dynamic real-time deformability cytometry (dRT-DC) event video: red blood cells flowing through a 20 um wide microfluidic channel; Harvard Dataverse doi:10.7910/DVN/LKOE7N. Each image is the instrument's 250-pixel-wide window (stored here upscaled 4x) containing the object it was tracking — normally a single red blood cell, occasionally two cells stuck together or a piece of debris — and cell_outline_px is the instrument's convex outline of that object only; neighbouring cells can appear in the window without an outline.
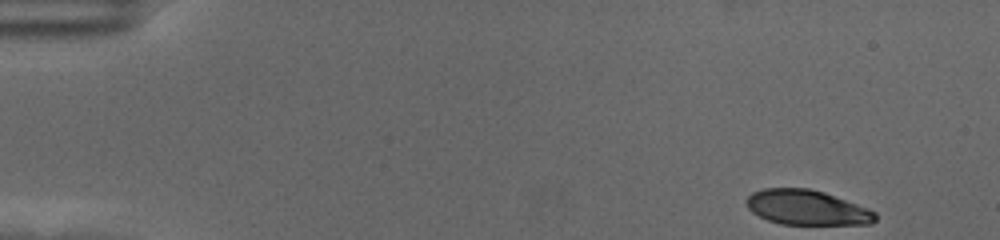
{"species": "human", "species_latin": "Homo sapiens", "temperature_condition": "cold", "stored_images_in_passage": 53, "camera_frame_rate_fps": 3000, "um_per_image_px": 0.085, "donor": {"sex": "female"}, "frame": {"image": 1, "passage_image": 1, "time_ms": 0.0, "image_size_px": [1000, 240], "cell_outline_px": [[876, 220], [872, 224], [780, 224], [768, 220], [752, 212], [748, 208], [748, 196], [752, 192], [764, 188], [808, 188], [824, 192], [868, 208], [876, 212]], "centroid_in_image_um": [68.6, 17.64], "position_along_channel_um": 16.4, "area_um2": 26.07}}
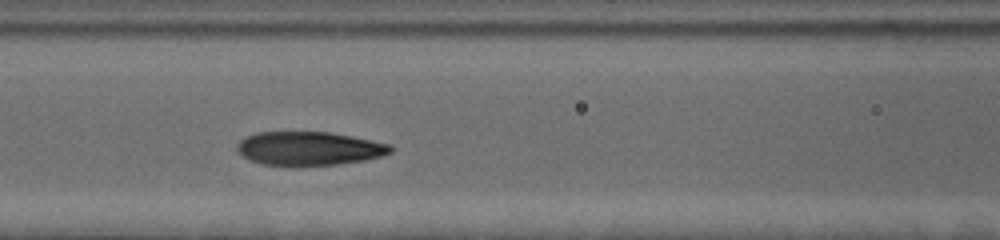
{"frame": {"image": 2, "passage_image": 22, "time_ms": 7.0, "image_size_px": [1000, 240], "cell_outline_px": [[392, 152], [380, 156], [364, 160], [336, 164], [260, 164], [244, 156], [236, 148], [236, 144], [240, 140], [256, 132], [328, 132], [352, 136], [392, 144]], "centroid_in_image_um": [26.3, 12.59], "position_along_channel_um": 140.3, "area_um2": 29.54}}
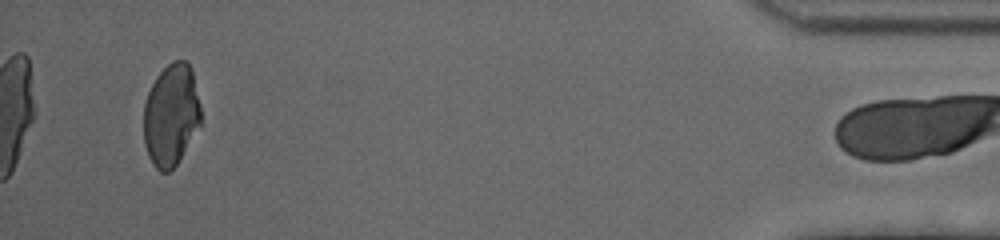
{"frame": {"image": 3, "passage_image": 52, "time_ms": 17.0, "image_size_px": [1000, 240], "cell_outline_px": [[200, 124], [176, 164], [168, 172], [160, 172], [152, 164], [148, 156], [144, 144], [144, 104], [148, 92], [156, 76], [172, 60], [184, 60], [188, 64], [192, 72], [200, 108]], "centroid_in_image_um": [14.51, 9.78], "position_along_channel_um": 420.7, "area_um2": 33.58}, "authors_computed_cell_mechanics": {"area_um2": 31.79, "velocity_mm_per_s": 3.5256, "shape_relaxation_time_tau1_ms": 11.0015, "shape_relaxation_time_tau2_ms": 1.4652, "deformation_change_tau1": 0.3548, "deformation_change_tau2": 0.0734}}